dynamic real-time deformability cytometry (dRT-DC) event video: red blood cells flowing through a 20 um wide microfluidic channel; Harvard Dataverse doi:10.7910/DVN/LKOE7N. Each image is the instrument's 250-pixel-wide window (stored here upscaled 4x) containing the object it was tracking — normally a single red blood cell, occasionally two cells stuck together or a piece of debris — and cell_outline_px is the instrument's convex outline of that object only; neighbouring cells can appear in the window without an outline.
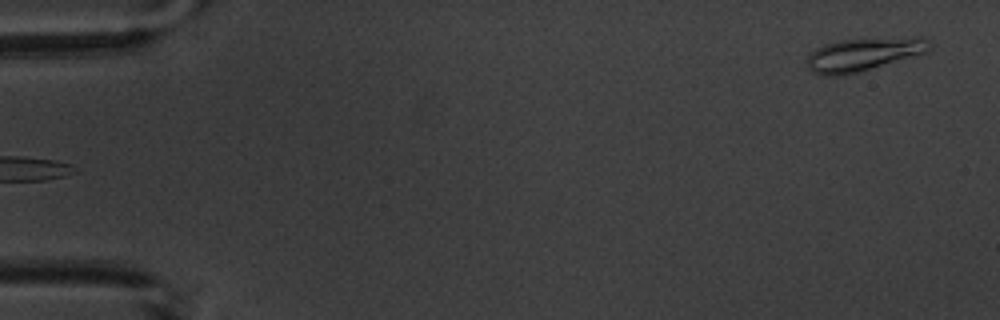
{"species": "common noctule bat (a hibernating species)", "species_latin": "Nyctalus noctula", "temperature_condition": "warm", "stored_images_in_passage": 6, "camera_frame_rate_fps": 3000, "um_per_image_px": 0.085, "animal": {"sex": "male", "body_mass_g": 20.1, "forearm_length_mm": 53.5}, "frame": {"image": 1, "passage_image": 6, "time_ms": 5.667, "image_size_px": [1000, 320], "cell_outline_px": [[928, 52], [856, 72], [840, 76], [824, 76], [812, 72], [808, 68], [808, 56], [816, 48], [824, 44], [840, 40], [928, 40]], "centroid_in_image_um": [73.21, 4.69], "position_along_channel_um": 11.8, "area_um2": 22.08}}